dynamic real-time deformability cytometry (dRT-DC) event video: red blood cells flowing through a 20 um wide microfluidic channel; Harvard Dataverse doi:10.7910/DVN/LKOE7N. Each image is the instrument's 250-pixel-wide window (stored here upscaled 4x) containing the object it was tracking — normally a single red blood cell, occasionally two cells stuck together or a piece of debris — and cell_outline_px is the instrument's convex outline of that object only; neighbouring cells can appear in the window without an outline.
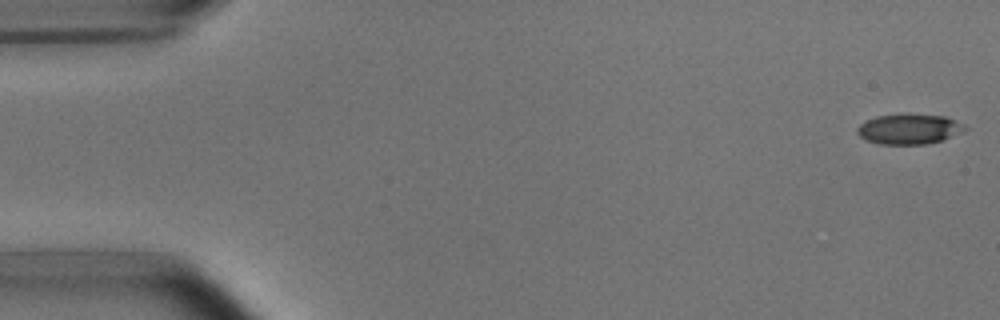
{"species": "common noctule bat (a hibernating species)", "species_latin": "Nyctalus noctula", "temperature_condition": "room temperature", "stored_images_in_passage": 5, "camera_frame_rate_fps": 3000, "um_per_image_px": 0.085, "animal": {"sex": "male", "body_mass_g": 15.6}, "frame": {"image": 1, "passage_image": 1, "time_ms": 0.0, "image_size_px": [1000, 320], "cell_outline_px": [[968, 128], [964, 132], [944, 140], [928, 144], [880, 144], [868, 140], [860, 136], [856, 132], [856, 128], [860, 124], [876, 116], [944, 116], [964, 124]], "centroid_in_image_um": [77.32, 11.01], "position_along_channel_um": 7.7, "area_um2": 18.44}}
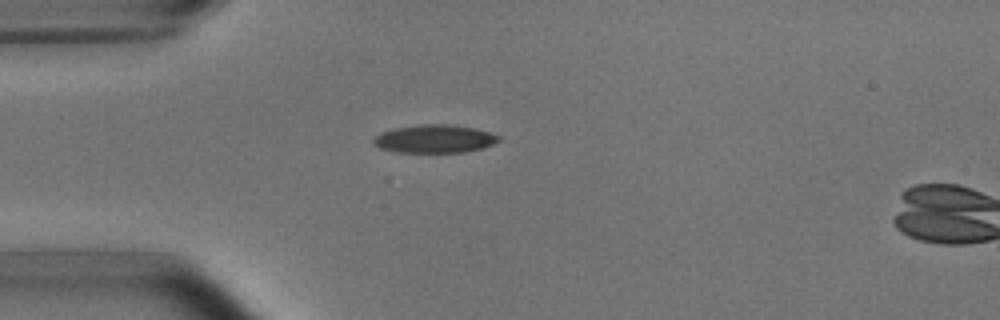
{"frame": {"image": 2, "passage_image": 4, "time_ms": 4.333, "image_size_px": [1000, 320], "cell_outline_px": [[500, 140], [492, 144], [480, 148], [464, 152], [396, 152], [380, 148], [372, 144], [372, 140], [380, 132], [392, 128], [420, 124], [448, 124], [476, 128], [492, 132], [500, 136]], "centroid_in_image_um": [36.91, 11.79], "position_along_channel_um": 48.1, "area_um2": 20.69}}